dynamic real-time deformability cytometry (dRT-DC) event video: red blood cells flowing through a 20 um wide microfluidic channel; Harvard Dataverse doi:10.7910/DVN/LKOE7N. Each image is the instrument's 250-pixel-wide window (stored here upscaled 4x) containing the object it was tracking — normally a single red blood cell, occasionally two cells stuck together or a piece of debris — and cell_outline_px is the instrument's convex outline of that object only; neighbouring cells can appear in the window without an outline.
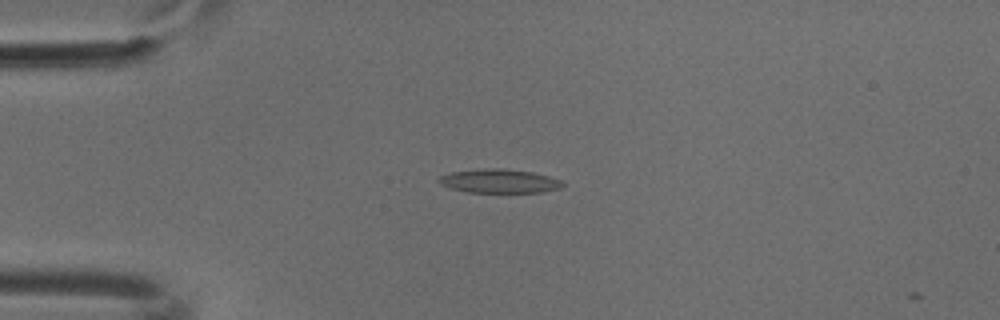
{"species": "common noctule bat (a hibernating species)", "species_latin": "Nyctalus noctula", "temperature_condition": "cold", "stored_images_in_passage": 14, "camera_frame_rate_fps": 3000, "um_per_image_px": 0.085, "animal": {"sex": "male", "body_mass_g": 18.8}, "frame": {"image": 1, "passage_image": 13, "time_ms": 4.0, "image_size_px": [1000, 320], "cell_outline_px": [[564, 184], [560, 188], [544, 192], [468, 192], [452, 188], [440, 184], [436, 180], [440, 176], [452, 172], [492, 168], [500, 168], [532, 172], [564, 180]], "centroid_in_image_um": [42.48, 15.39], "position_along_channel_um": 42.5, "area_um2": 17.05}}